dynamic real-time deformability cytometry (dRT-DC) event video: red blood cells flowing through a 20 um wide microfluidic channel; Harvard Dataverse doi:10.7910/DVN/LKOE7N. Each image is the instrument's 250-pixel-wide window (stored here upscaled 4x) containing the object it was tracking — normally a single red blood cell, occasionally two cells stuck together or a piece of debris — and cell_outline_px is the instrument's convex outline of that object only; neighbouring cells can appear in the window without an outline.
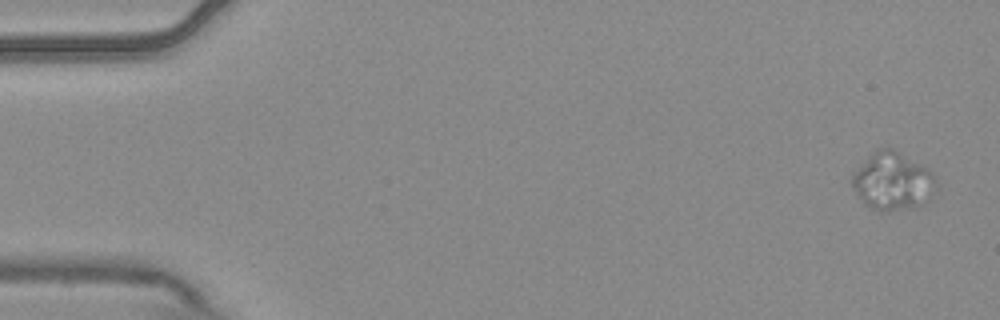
{"species": "common noctule bat (a hibernating species)", "species_latin": "Nyctalus noctula", "temperature_condition": "warm", "stored_images_in_passage": 4, "camera_frame_rate_fps": 3000, "um_per_image_px": 0.085, "animal": {"sex": "male", "body_mass_g": 20.4}, "frame": {"image": 1, "passage_image": 1, "time_ms": 0.0, "image_size_px": [1000, 320], "cell_outline_px": [[936, 180], [920, 204], [916, 208], [880, 212], [864, 204], [852, 184], [852, 176], [868, 156], [876, 148], [892, 148], [920, 164], [932, 172], [936, 176]], "centroid_in_image_um": [75.81, 15.4], "position_along_channel_um": 9.2, "area_um2": 27.4}}
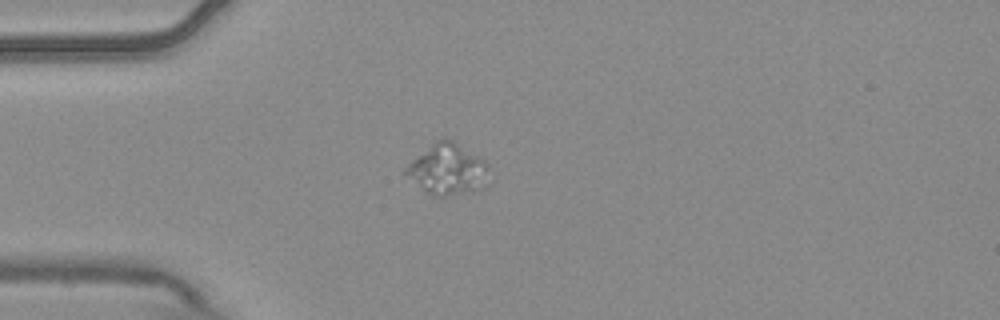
{"frame": {"image": 2, "passage_image": 4, "time_ms": 1.0, "image_size_px": [1000, 320], "cell_outline_px": [[488, 168], [480, 188], [448, 196], [432, 196], [404, 172], [404, 168], [408, 164], [436, 140], [444, 136], [452, 140], [484, 160], [488, 164]], "centroid_in_image_um": [38.01, 14.36], "position_along_channel_um": 47.0, "area_um2": 23.7}}